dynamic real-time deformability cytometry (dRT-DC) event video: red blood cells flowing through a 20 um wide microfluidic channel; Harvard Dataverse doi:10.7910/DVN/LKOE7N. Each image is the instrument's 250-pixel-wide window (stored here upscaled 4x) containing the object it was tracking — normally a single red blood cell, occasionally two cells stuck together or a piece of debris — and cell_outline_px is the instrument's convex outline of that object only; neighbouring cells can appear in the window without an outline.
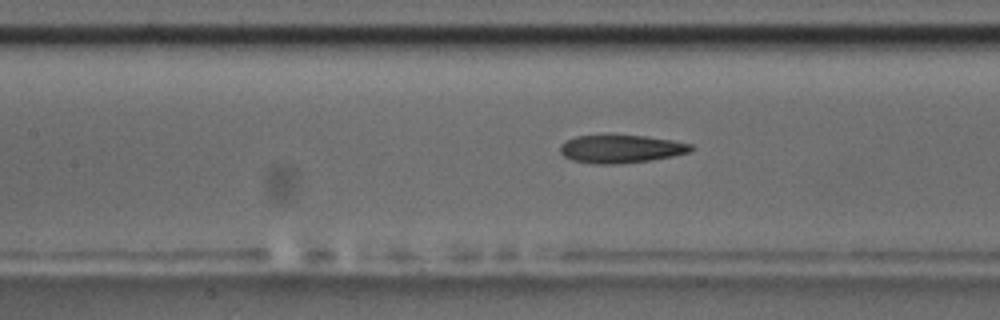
{"species": "common noctule bat (a hibernating species)", "species_latin": "Nyctalus noctula", "temperature_condition": "room temperature", "stored_images_in_passage": 54, "camera_frame_rate_fps": 3000, "um_per_image_px": 0.085, "animal": {"sex": "male", "body_mass_g": 17.5, "forearm_length_mm": 52.3}, "frame": {"image": 1, "passage_image": 24, "time_ms": 7.667, "image_size_px": [1000, 320], "cell_outline_px": [[692, 148], [688, 152], [672, 156], [648, 160], [612, 164], [596, 164], [572, 160], [564, 156], [560, 152], [560, 144], [564, 140], [576, 136], [604, 132], [612, 132], [648, 136], [672, 140], [692, 144]], "centroid_in_image_um": [52.69, 12.59], "position_along_channel_um": 154.7, "area_um2": 22.2}, "authors_computed_cell_mechanics": {"area_um2": 21.9062, "velocity_mm_per_s": 3.7257, "shape_relaxation_time_tau1_ms": 5.5935, "shape_relaxation_time_tau2_ms": 1.9197, "deformation_change_tau1": 0.1927, "deformation_change_tau2": 0.1199}}